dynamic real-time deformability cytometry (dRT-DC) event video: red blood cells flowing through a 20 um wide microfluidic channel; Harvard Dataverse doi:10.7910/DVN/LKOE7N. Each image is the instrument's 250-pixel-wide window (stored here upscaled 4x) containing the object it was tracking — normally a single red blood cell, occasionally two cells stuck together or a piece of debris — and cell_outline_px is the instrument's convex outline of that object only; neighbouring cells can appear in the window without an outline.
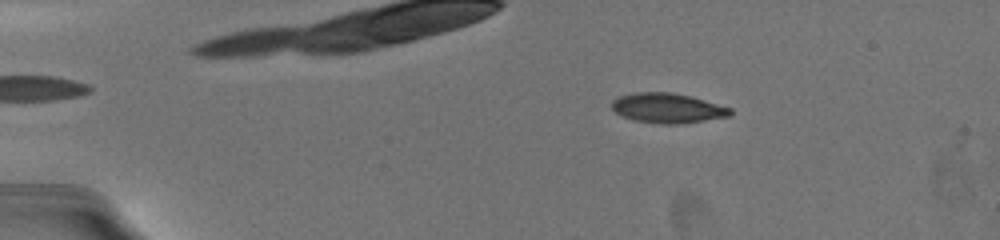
{"species": "common noctule bat (a hibernating species)", "species_latin": "Nyctalus noctula", "temperature_condition": "warm", "stored_images_in_passage": 44, "camera_frame_rate_fps": 3000, "um_per_image_px": 0.085, "animal": {"sex": "female", "body_mass_g": 19.5, "forearm_length_mm": 54.1}, "frame": {"image": 1, "passage_image": 9, "time_ms": 2.667, "image_size_px": [1000, 240], "cell_outline_px": [[732, 112], [728, 116], [676, 124], [664, 124], [636, 120], [624, 116], [616, 112], [612, 108], [612, 100], [616, 96], [632, 92], [672, 92], [692, 96], [732, 108]], "centroid_in_image_um": [56.72, 9.16], "position_along_channel_um": 28.3, "area_um2": 20.46}}
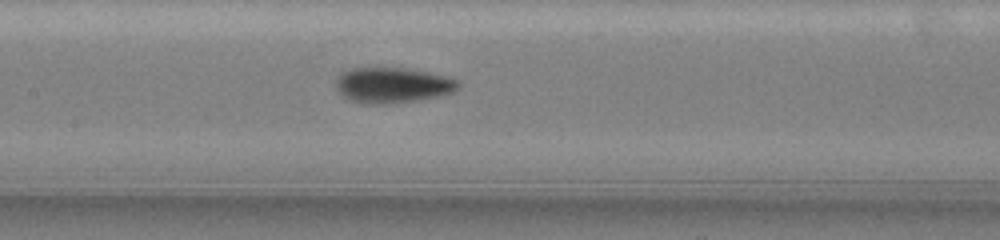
{"frame": {"image": 2, "passage_image": 31, "time_ms": 9.0, "image_size_px": [1000, 240], "cell_outline_px": [[460, 88], [452, 92], [436, 96], [416, 100], [384, 104], [364, 104], [348, 100], [340, 96], [336, 88], [336, 80], [344, 72], [352, 68], [404, 68], [428, 72], [460, 80]], "centroid_in_image_um": [33.35, 7.25], "position_along_channel_um": 174.1, "area_um2": 25.26}}
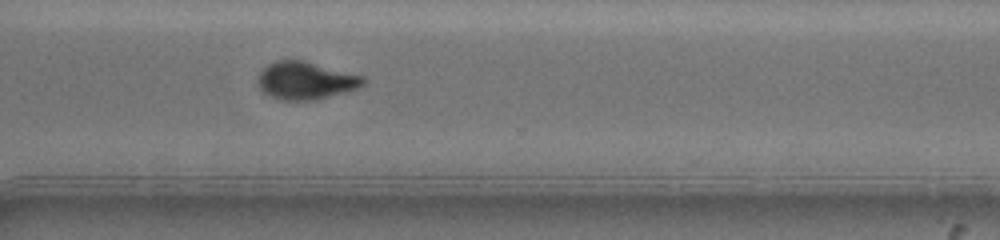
{"frame": {"image": 3, "passage_image": 42, "time_ms": 13.667, "image_size_px": [1000, 240], "cell_outline_px": [[364, 84], [356, 88], [344, 92], [316, 100], [280, 100], [268, 96], [260, 88], [260, 72], [268, 64], [276, 60], [304, 60], [364, 76]], "centroid_in_image_um": [25.98, 6.85], "position_along_channel_um": 344.6, "area_um2": 22.89}, "authors_computed_cell_mechanics": {"area_um2": 22.542, "velocity_mm_per_s": 3.666, "shape_relaxation_time_tau1_ms": 2.6425, "shape_relaxation_time_tau2_ms": 1.8388, "deformation_change_tau1": 0.1646, "deformation_change_tau2": 0.0646}}